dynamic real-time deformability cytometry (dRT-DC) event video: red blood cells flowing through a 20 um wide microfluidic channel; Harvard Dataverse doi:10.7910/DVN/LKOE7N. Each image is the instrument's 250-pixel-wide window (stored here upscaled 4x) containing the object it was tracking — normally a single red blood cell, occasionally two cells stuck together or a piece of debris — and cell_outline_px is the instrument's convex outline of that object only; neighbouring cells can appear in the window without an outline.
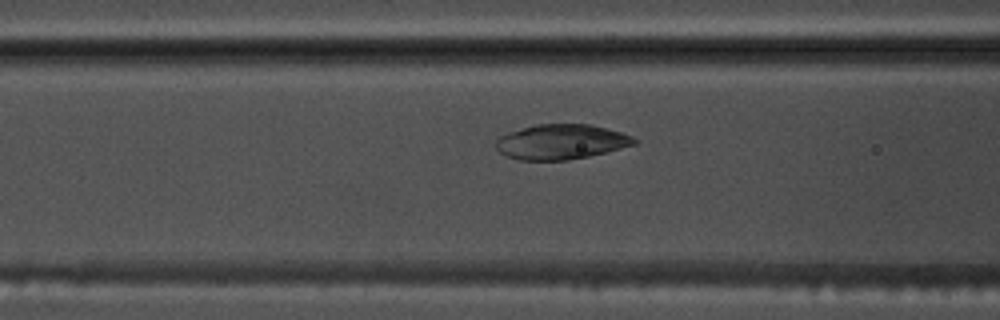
{"species": "common noctule bat (a hibernating species)", "species_latin": "Nyctalus noctula", "temperature_condition": "warm", "stored_images_in_passage": 43, "camera_frame_rate_fps": 3000, "um_per_image_px": 0.085, "animal": {"sex": "male", "body_mass_g": 17.5, "forearm_length_mm": 52.3}, "frame": {"image": 1, "passage_image": 10, "time_ms": 3.0, "image_size_px": [1000, 320], "cell_outline_px": [[640, 140], [636, 144], [588, 156], [568, 160], [520, 160], [508, 156], [500, 152], [496, 148], [496, 140], [500, 136], [508, 132], [536, 124], [588, 124], [620, 132], [632, 136]], "centroid_in_image_um": [47.69, 12.05], "position_along_channel_um": 118.9, "area_um2": 27.98}}
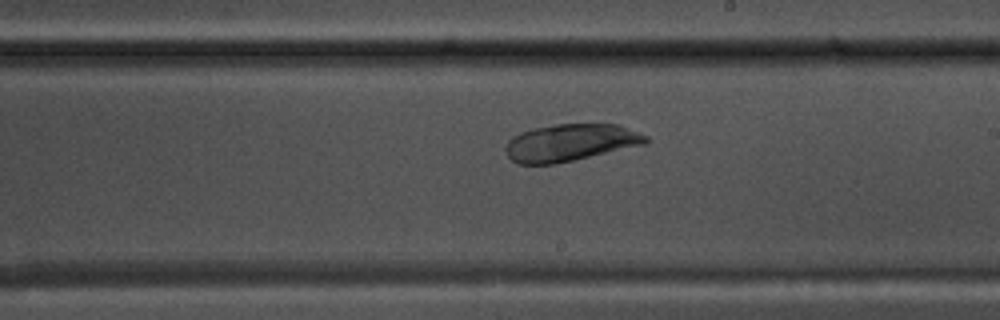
{"frame": {"image": 2, "passage_image": 20, "time_ms": 6.333, "image_size_px": [1000, 320], "cell_outline_px": [[648, 144], [556, 164], [516, 164], [508, 156], [504, 148], [508, 140], [512, 136], [520, 132], [532, 128], [556, 124], [620, 124], [648, 136]], "centroid_in_image_um": [48.49, 12.12], "position_along_channel_um": 240.5, "area_um2": 30.75}}